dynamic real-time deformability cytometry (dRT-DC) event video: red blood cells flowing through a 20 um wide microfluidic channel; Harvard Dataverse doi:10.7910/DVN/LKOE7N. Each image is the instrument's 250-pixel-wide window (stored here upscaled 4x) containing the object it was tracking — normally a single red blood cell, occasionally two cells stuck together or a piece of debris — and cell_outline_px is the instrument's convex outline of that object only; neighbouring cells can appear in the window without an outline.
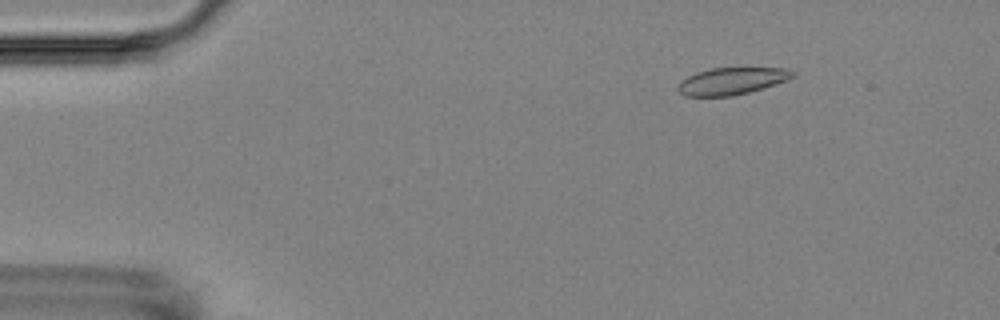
{"species": "Egyptian fruit bat (a non-hibernating species)", "species_latin": "Rousettus aegyptiacus", "temperature_condition": "room temperature", "stored_images_in_passage": 5, "camera_frame_rate_fps": 3000, "um_per_image_px": 0.085, "animal": {"sex": "female"}, "frame": {"image": 1, "passage_image": 2, "time_ms": 2.0, "image_size_px": [1000, 320], "cell_outline_px": [[796, 76], [788, 80], [748, 92], [732, 96], [684, 96], [676, 88], [680, 80], [696, 72], [712, 68], [784, 68], [796, 72]], "centroid_in_image_um": [62.18, 6.88], "position_along_channel_um": 22.8, "area_um2": 18.09}}